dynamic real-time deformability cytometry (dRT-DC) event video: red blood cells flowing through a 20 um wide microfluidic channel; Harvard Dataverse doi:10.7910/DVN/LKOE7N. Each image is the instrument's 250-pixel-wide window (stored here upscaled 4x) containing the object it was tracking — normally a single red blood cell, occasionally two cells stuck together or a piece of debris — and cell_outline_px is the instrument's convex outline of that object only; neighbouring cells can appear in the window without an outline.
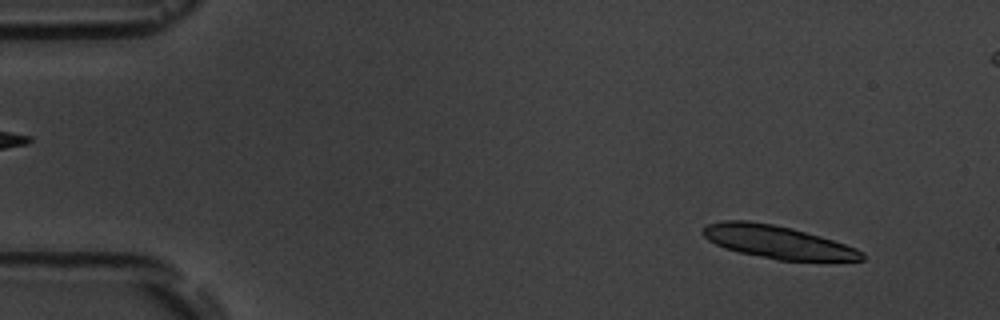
{"species": "common noctule bat (a hibernating species)", "species_latin": "Nyctalus noctula", "temperature_condition": "room temperature", "stored_images_in_passage": 5, "camera_frame_rate_fps": 3000, "um_per_image_px": 0.085, "animal": {"sex": "male", "body_mass_g": 19.5, "forearm_length_mm": 54.6}, "frame": {"image": 1, "passage_image": 1, "time_ms": 0.0, "image_size_px": [1000, 320], "cell_outline_px": [[864, 260], [780, 260], [740, 252], [724, 248], [708, 240], [700, 232], [708, 224], [724, 220], [748, 220], [772, 224], [792, 228], [820, 236], [856, 248], [864, 252]], "centroid_in_image_um": [66.06, 20.55], "position_along_channel_um": 18.9, "area_um2": 30.06}}